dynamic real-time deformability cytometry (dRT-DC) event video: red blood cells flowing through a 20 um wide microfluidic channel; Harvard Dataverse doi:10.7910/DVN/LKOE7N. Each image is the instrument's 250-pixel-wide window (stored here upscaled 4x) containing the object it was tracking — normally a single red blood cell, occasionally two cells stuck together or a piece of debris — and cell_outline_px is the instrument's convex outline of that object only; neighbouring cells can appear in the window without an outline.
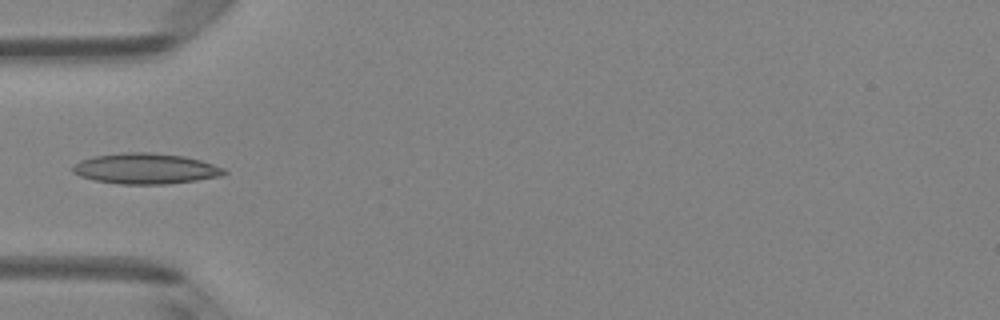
{"species": "Egyptian fruit bat (a non-hibernating species)", "species_latin": "Rousettus aegyptiacus", "temperature_condition": "room temperature", "stored_images_in_passage": 5, "camera_frame_rate_fps": 3000, "um_per_image_px": 0.085, "animal": {"sex": "female"}, "frame": {"image": 1, "passage_image": 5, "time_ms": 1.333, "image_size_px": [1000, 320], "cell_outline_px": [[228, 172], [220, 176], [196, 180], [164, 184], [120, 184], [96, 180], [80, 176], [72, 172], [72, 164], [80, 160], [92, 156], [120, 152], [148, 152], [184, 156], [200, 160], [224, 168]], "centroid_in_image_um": [12.33, 14.32], "position_along_channel_um": 72.7, "area_um2": 27.05}}